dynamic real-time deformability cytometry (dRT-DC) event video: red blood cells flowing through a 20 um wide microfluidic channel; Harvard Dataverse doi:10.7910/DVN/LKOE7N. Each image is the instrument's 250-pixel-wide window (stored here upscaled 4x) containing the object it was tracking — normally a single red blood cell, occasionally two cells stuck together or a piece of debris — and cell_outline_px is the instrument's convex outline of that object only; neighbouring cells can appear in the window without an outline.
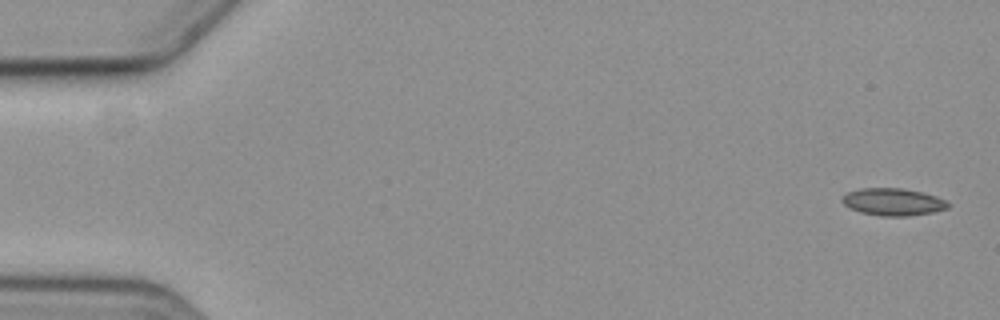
{"species": "common noctule bat (a hibernating species)", "species_latin": "Nyctalus noctula", "temperature_condition": "cold", "stored_images_in_passage": 4, "camera_frame_rate_fps": 3000, "um_per_image_px": 0.085, "animal": {"sex": "female", "body_mass_g": 19.3, "forearm_length_mm": 54.1}, "frame": {"image": 1, "passage_image": 1, "time_ms": 0.0, "image_size_px": [1000, 320], "cell_outline_px": [[948, 208], [932, 212], [908, 216], [884, 216], [860, 212], [844, 204], [840, 200], [848, 192], [860, 188], [904, 188], [936, 196], [944, 200], [948, 204]], "centroid_in_image_um": [75.89, 17.15], "position_along_channel_um": 9.1, "area_um2": 16.59}}